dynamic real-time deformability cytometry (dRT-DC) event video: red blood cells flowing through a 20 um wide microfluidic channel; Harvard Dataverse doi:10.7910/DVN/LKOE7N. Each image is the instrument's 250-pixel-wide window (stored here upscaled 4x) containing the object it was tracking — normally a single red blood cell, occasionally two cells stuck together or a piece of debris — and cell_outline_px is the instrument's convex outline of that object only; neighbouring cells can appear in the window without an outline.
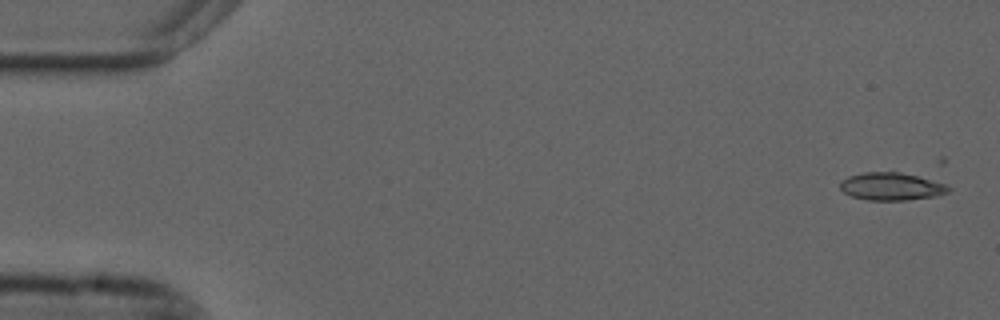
{"species": "common noctule bat (a hibernating species)", "species_latin": "Nyctalus noctula", "temperature_condition": "cold", "stored_images_in_passage": 55, "camera_frame_rate_fps": 3000, "um_per_image_px": 0.085, "animal": {"sex": "male", "forearm_length_mm": 52.5}, "frame": {"image": 1, "passage_image": 1, "time_ms": 0.0, "image_size_px": [1000, 320], "cell_outline_px": [[952, 188], [948, 192], [936, 196], [908, 200], [868, 200], [852, 196], [844, 192], [840, 188], [840, 180], [848, 176], [864, 172], [900, 172], [916, 176], [944, 184]], "centroid_in_image_um": [75.73, 15.85], "position_along_channel_um": 9.3, "area_um2": 17.34}}
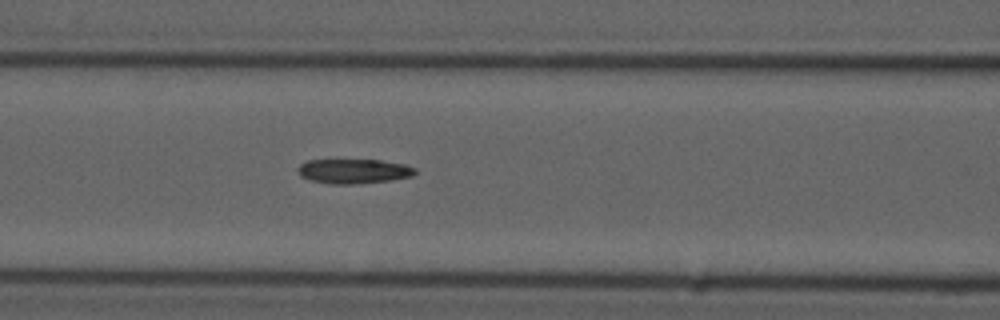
{"frame": {"image": 2, "passage_image": 22, "time_ms": 7.0, "image_size_px": [1000, 320], "cell_outline_px": [[416, 172], [412, 176], [388, 180], [352, 184], [332, 184], [312, 180], [300, 176], [296, 168], [300, 164], [308, 160], [380, 160], [404, 164], [416, 168]], "centroid_in_image_um": [30.04, 14.54], "position_along_channel_um": 136.6, "area_um2": 16.65}}
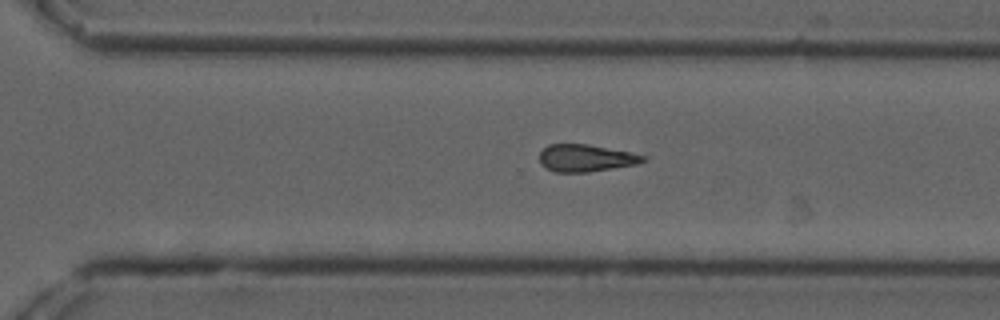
{"frame": {"image": 3, "passage_image": 37, "time_ms": 12.0, "image_size_px": [1000, 320], "cell_outline_px": [[648, 156], [644, 160], [636, 164], [588, 172], [556, 172], [540, 164], [540, 152], [548, 144], [588, 144], [648, 152]], "centroid_in_image_um": [49.95, 13.4], "position_along_channel_um": 320.7, "area_um2": 17.05}, "authors_computed_cell_mechanics": {"area_um2": 17.051, "velocity_mm_per_s": 3.6941, "shape_relaxation_time_tau1_ms": 7.2217, "shape_relaxation_time_tau2_ms": null, "deformation_change_tau1": 0.1799, "deformation_change_tau2": null}}